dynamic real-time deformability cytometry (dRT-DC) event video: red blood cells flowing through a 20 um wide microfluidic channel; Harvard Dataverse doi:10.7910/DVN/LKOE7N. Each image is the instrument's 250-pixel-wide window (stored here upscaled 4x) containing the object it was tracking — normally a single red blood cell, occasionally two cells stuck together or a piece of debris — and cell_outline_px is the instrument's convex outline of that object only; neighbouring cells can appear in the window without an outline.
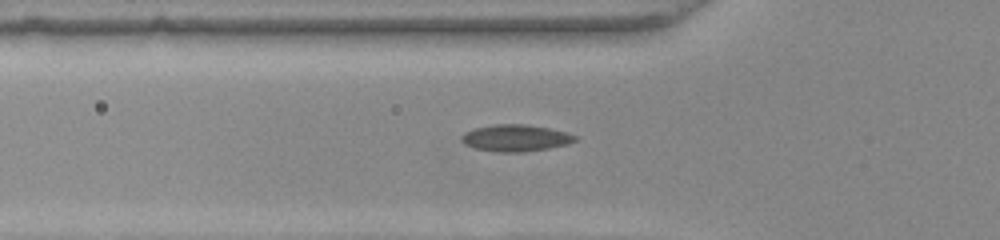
{"species": "common noctule bat (a hibernating species)", "species_latin": "Nyctalus noctula", "temperature_condition": "warm", "stored_images_in_passage": 36, "camera_frame_rate_fps": 3000, "um_per_image_px": 0.085, "animal": {"sex": "female", "body_mass_g": 22.0, "forearm_length_mm": 56.7}, "frame": {"image": 1, "passage_image": 2, "time_ms": 0.333, "image_size_px": [1000, 240], "cell_outline_px": [[580, 140], [568, 144], [548, 148], [520, 152], [500, 152], [476, 148], [464, 144], [460, 140], [460, 136], [464, 132], [472, 128], [496, 124], [524, 124], [548, 128], [564, 132], [576, 136]], "centroid_in_image_um": [43.8, 11.72], "position_along_channel_um": 82.0, "area_um2": 17.69}}
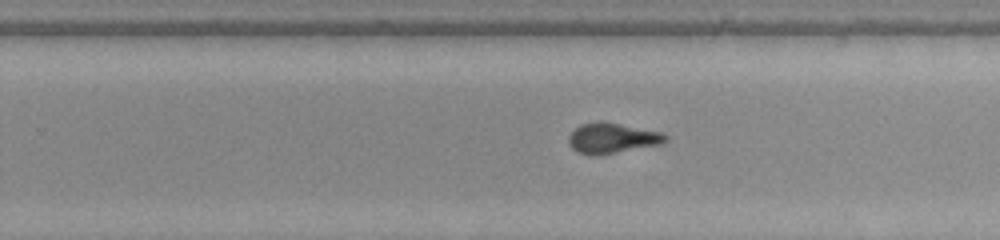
{"frame": {"image": 2, "passage_image": 17, "time_ms": 5.333, "image_size_px": [1000, 240], "cell_outline_px": [[668, 140], [664, 144], [612, 152], [580, 152], [572, 148], [568, 144], [568, 136], [580, 124], [616, 124], [660, 132], [668, 136]], "centroid_in_image_um": [52.09, 11.74], "position_along_channel_um": 277.7, "area_um2": 15.78}}
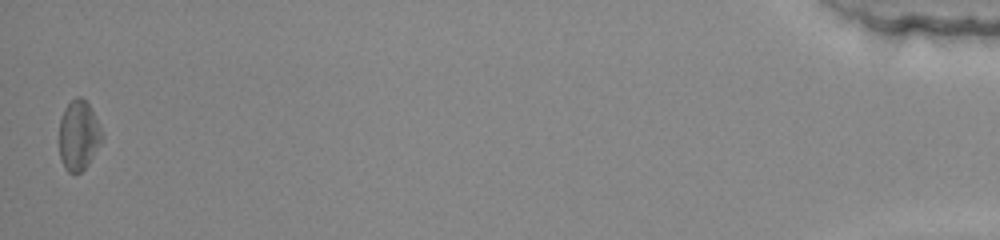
{"frame": {"image": 3, "passage_image": 36, "time_ms": 11.667, "image_size_px": [1000, 240], "cell_outline_px": [[104, 136], [100, 144], [88, 164], [80, 172], [68, 172], [64, 168], [60, 160], [60, 120], [64, 108], [76, 96], [80, 96], [88, 104]], "centroid_in_image_um": [6.67, 11.52], "position_along_channel_um": 428.5, "area_um2": 17.11}, "authors_computed_cell_mechanics": {"area_um2": 16.9643, "velocity_mm_per_s": 3.9182, "shape_relaxation_time_tau1_ms": null, "shape_relaxation_time_tau2_ms": 1.3841, "deformation_change_tau1": null, "deformation_change_tau2": 0.0863}}